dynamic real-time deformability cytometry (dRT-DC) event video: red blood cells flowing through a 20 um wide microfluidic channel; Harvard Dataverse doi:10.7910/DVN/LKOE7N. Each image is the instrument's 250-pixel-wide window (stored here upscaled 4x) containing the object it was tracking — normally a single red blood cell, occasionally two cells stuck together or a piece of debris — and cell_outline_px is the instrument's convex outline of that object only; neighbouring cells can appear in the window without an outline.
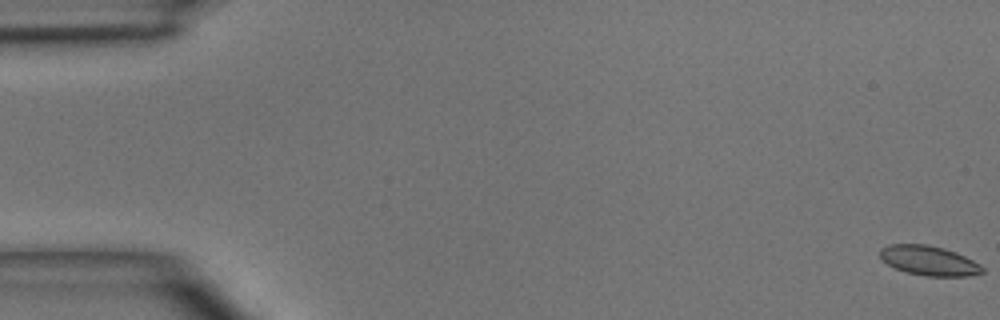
{"species": "common noctule bat (a hibernating species)", "species_latin": "Nyctalus noctula", "temperature_condition": "room temperature", "stored_images_in_passage": 4, "camera_frame_rate_fps": 3000, "um_per_image_px": 0.085, "animal": {"sex": "male", "body_mass_g": 15.6}, "frame": {"image": 1, "passage_image": 1, "time_ms": 0.0, "image_size_px": [1000, 320], "cell_outline_px": [[984, 272], [972, 276], [928, 276], [908, 272], [896, 268], [888, 264], [880, 256], [880, 248], [888, 244], [928, 244], [944, 248], [956, 252], [980, 264], [984, 268]], "centroid_in_image_um": [78.99, 22.14], "position_along_channel_um": 6.0, "area_um2": 17.63}}